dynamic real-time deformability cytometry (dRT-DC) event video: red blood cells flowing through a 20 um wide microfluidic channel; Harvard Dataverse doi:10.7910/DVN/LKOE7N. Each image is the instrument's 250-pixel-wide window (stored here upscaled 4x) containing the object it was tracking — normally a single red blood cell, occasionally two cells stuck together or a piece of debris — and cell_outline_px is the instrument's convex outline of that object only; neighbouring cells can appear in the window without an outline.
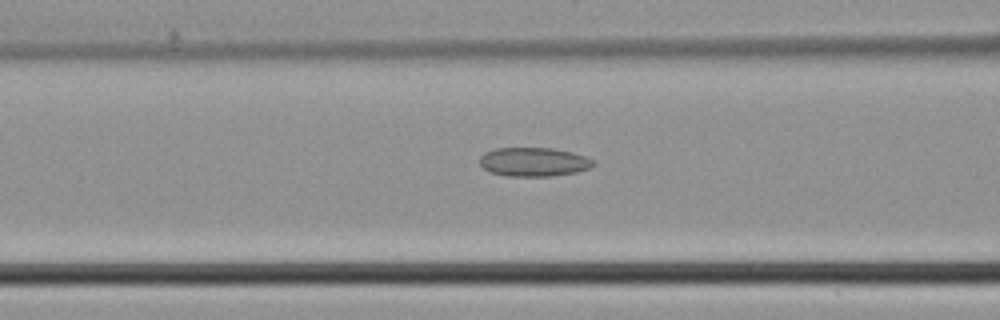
{"species": "common noctule bat (a hibernating species)", "species_latin": "Nyctalus noctula", "temperature_condition": "cold", "stored_images_in_passage": 11, "camera_frame_rate_fps": 3000, "um_per_image_px": 0.085, "animal": {"sex": "male", "body_mass_g": 21.5, "forearm_length_mm": 52.0}, "frame": {"image": 1, "passage_image": 7, "time_ms": 2.0, "image_size_px": [1000, 320], "cell_outline_px": [[596, 164], [592, 168], [576, 172], [552, 176], [504, 176], [488, 172], [480, 164], [480, 156], [484, 152], [496, 148], [552, 148], [572, 152], [584, 156], [592, 160]], "centroid_in_image_um": [45.35, 13.77], "position_along_channel_um": 121.2, "area_um2": 19.31}}
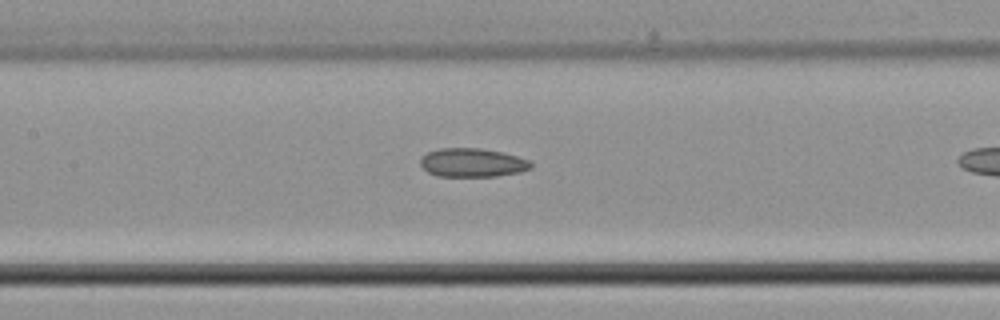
{"frame": {"image": 2, "passage_image": 10, "time_ms": 3.0, "image_size_px": [1000, 320], "cell_outline_px": [[532, 168], [520, 172], [496, 176], [440, 176], [428, 172], [420, 164], [420, 156], [428, 152], [440, 148], [480, 148], [504, 152], [532, 160]], "centroid_in_image_um": [40.19, 13.81], "position_along_channel_um": 167.2, "area_um2": 18.67}}